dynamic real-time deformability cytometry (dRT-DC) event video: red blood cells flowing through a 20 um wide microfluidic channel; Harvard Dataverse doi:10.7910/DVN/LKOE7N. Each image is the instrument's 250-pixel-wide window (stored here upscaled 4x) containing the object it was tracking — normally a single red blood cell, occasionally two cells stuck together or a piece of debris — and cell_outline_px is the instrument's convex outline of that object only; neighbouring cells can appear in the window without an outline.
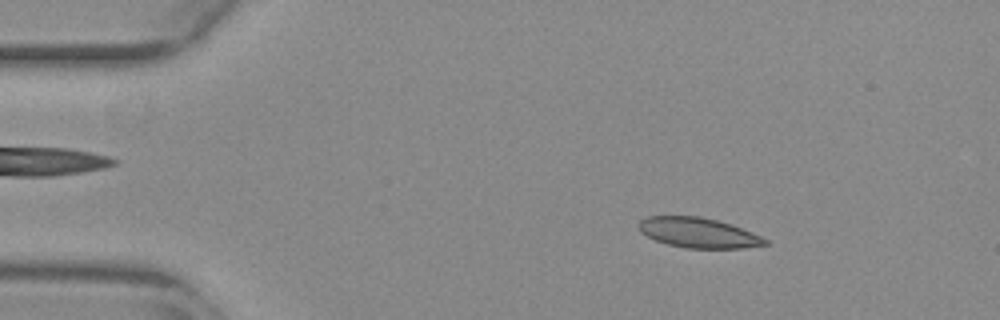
{"species": "common noctule bat (a hibernating species)", "species_latin": "Nyctalus noctula", "temperature_condition": "warm", "stored_images_in_passage": 54, "camera_frame_rate_fps": 3000, "um_per_image_px": 0.085, "animal": {"sex": "female", "body_mass_g": 29.2, "forearm_length_mm": 56.3}, "frame": {"image": 1, "passage_image": 9, "time_ms": 2.667, "image_size_px": [1000, 320], "cell_outline_px": [[768, 244], [744, 248], [688, 248], [668, 244], [656, 240], [640, 232], [636, 224], [640, 220], [648, 216], [700, 216], [732, 224], [760, 236], [768, 240]], "centroid_in_image_um": [59.34, 19.77], "position_along_channel_um": 25.7, "area_um2": 22.08}}
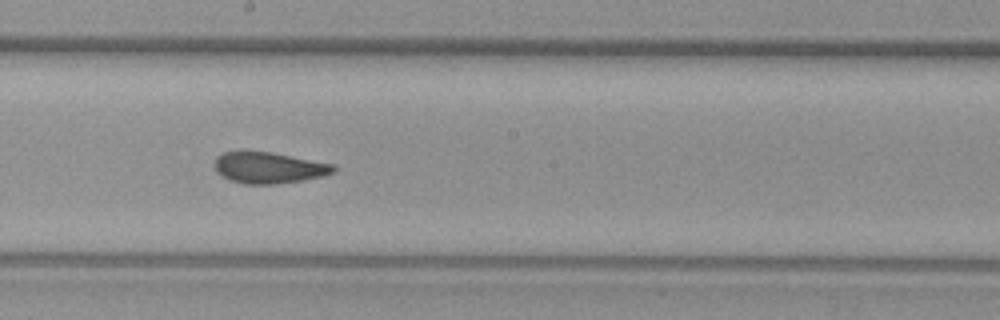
{"frame": {"image": 2, "passage_image": 30, "time_ms": 9.667, "image_size_px": [1000, 320], "cell_outline_px": [[336, 172], [304, 180], [276, 184], [244, 184], [228, 180], [216, 172], [216, 156], [224, 152], [268, 152], [336, 164]], "centroid_in_image_um": [22.87, 14.27], "position_along_channel_um": 225.3, "area_um2": 21.5}}
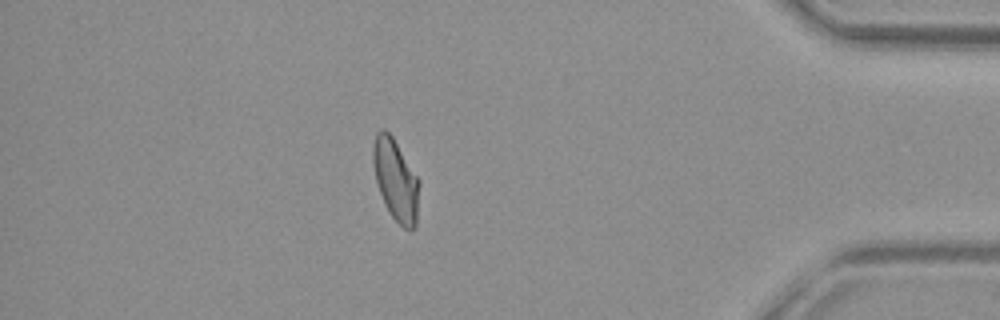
{"frame": {"image": 3, "passage_image": 47, "time_ms": 15.333, "image_size_px": [1000, 320], "cell_outline_px": [[420, 184], [416, 228], [404, 228], [392, 216], [384, 204], [376, 180], [372, 164], [372, 148], [376, 132], [380, 128], [384, 128], [392, 136], [420, 180]], "centroid_in_image_um": [33.63, 15.27], "position_along_channel_um": 401.6, "area_um2": 22.08}, "authors_computed_cell_mechanics": {"area_um2": 22.1374, "velocity_mm_per_s": 3.8801, "shape_relaxation_time_tau1_ms": null, "shape_relaxation_time_tau2_ms": 1.7645, "deformation_change_tau1": null, "deformation_change_tau2": 0.0634}}